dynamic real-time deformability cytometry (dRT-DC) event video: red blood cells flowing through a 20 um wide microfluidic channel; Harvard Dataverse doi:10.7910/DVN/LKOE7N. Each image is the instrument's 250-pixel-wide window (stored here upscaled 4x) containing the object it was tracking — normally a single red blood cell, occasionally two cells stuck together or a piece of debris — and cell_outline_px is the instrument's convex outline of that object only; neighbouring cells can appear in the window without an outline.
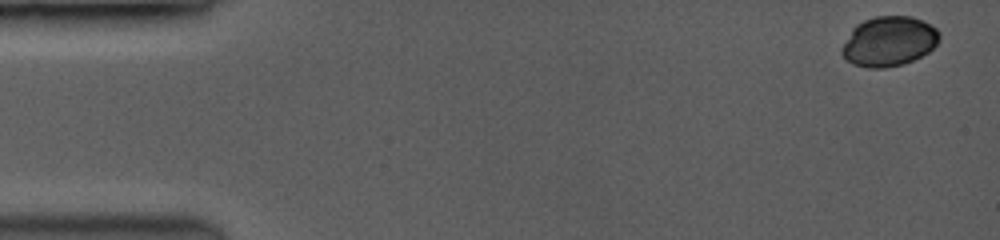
{"species": "common noctule bat (a hibernating species)", "species_latin": "Nyctalus noctula", "temperature_condition": "room temperature", "stored_images_in_passage": 12, "camera_frame_rate_fps": 3500, "um_per_image_px": 0.085, "animal": {"sex": "female", "body_mass_g": 19.0, "forearm_length_mm": 53.3}, "frame": {"image": 1, "passage_image": 1, "time_ms": 0.0, "image_size_px": [1000, 240], "cell_outline_px": [[940, 36], [936, 44], [928, 52], [912, 60], [900, 64], [884, 68], [868, 68], [856, 64], [848, 60], [840, 52], [852, 28], [856, 24], [864, 20], [876, 16], [908, 16], [920, 20], [936, 28], [940, 32]], "centroid_in_image_um": [75.55, 3.5], "position_along_channel_um": 9.4, "area_um2": 27.86}}
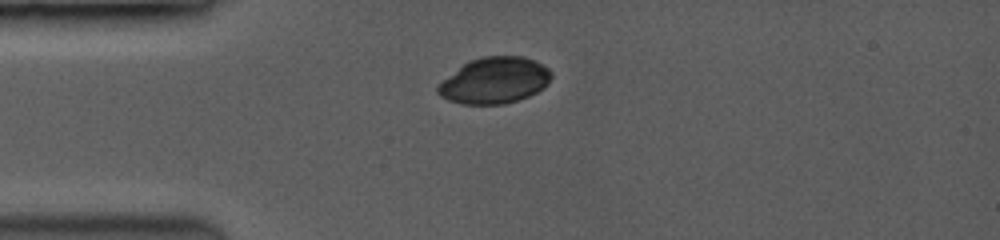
{"frame": {"image": 2, "passage_image": 10, "time_ms": 3.714, "image_size_px": [1000, 240], "cell_outline_px": [[552, 76], [536, 92], [528, 96], [504, 104], [464, 104], [448, 100], [440, 96], [436, 92], [436, 88], [444, 80], [464, 64], [472, 60], [484, 56], [520, 56], [532, 60], [548, 68], [552, 72]], "centroid_in_image_um": [42.02, 6.85], "position_along_channel_um": 43.0, "area_um2": 29.82}}